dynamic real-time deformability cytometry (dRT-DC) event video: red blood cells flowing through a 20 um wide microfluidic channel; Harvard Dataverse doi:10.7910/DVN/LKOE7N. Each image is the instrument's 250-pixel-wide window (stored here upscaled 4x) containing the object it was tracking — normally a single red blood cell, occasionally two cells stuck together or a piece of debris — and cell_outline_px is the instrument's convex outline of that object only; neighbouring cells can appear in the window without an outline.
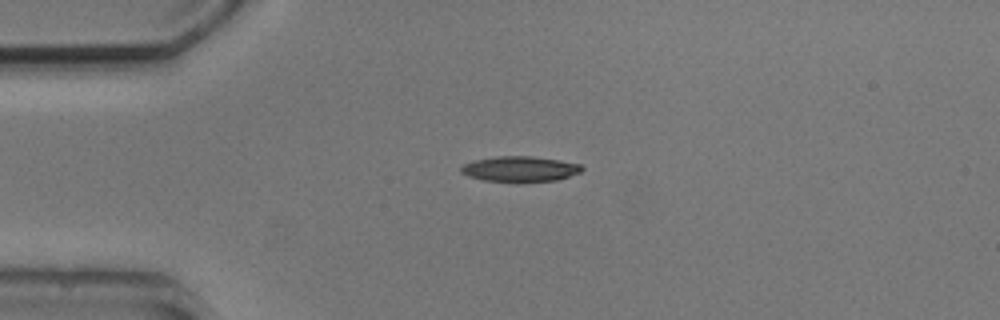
{"species": "common noctule bat (a hibernating species)", "species_latin": "Nyctalus noctula", "temperature_condition": "cold", "stored_images_in_passage": 3, "camera_frame_rate_fps": 3000, "um_per_image_px": 0.085, "animal": {"sex": "male", "body_mass_g": 20.5, "forearm_length_mm": 52.5}, "frame": {"image": 1, "passage_image": 1, "time_ms": 0.0, "image_size_px": [1000, 320], "cell_outline_px": [[584, 168], [580, 172], [556, 180], [524, 184], [516, 184], [484, 180], [468, 176], [460, 172], [460, 168], [464, 164], [476, 160], [496, 156], [532, 156], [580, 164]], "centroid_in_image_um": [44.17, 14.4], "position_along_channel_um": 40.8, "area_um2": 18.32}}